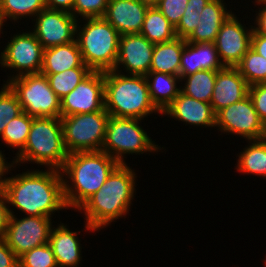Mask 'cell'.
Listing matches in <instances>:
<instances>
[{"mask_svg": "<svg viewBox=\"0 0 266 267\" xmlns=\"http://www.w3.org/2000/svg\"><path fill=\"white\" fill-rule=\"evenodd\" d=\"M33 168L32 166L15 175L10 171L12 175L9 173L11 177H8L2 188L10 214H15L17 209L24 216L53 218L55 213L68 210L63 195L61 171Z\"/></svg>", "mask_w": 266, "mask_h": 267, "instance_id": "6da1fadb", "label": "cell"}, {"mask_svg": "<svg viewBox=\"0 0 266 267\" xmlns=\"http://www.w3.org/2000/svg\"><path fill=\"white\" fill-rule=\"evenodd\" d=\"M128 165L119 164L101 188L76 210L85 217V231L101 232L117 219H125L131 211L136 197L138 176L136 170Z\"/></svg>", "mask_w": 266, "mask_h": 267, "instance_id": "7a4b0ae2", "label": "cell"}, {"mask_svg": "<svg viewBox=\"0 0 266 267\" xmlns=\"http://www.w3.org/2000/svg\"><path fill=\"white\" fill-rule=\"evenodd\" d=\"M119 163L104 151L75 152L68 155L60 170L63 195L69 209L76 210L105 183Z\"/></svg>", "mask_w": 266, "mask_h": 267, "instance_id": "3957f363", "label": "cell"}, {"mask_svg": "<svg viewBox=\"0 0 266 267\" xmlns=\"http://www.w3.org/2000/svg\"><path fill=\"white\" fill-rule=\"evenodd\" d=\"M104 101L105 110L113 117L147 121L152 114L162 116L151 100L145 76L105 71Z\"/></svg>", "mask_w": 266, "mask_h": 267, "instance_id": "277c9868", "label": "cell"}, {"mask_svg": "<svg viewBox=\"0 0 266 267\" xmlns=\"http://www.w3.org/2000/svg\"><path fill=\"white\" fill-rule=\"evenodd\" d=\"M68 155L60 117H33L24 149L13 157V161L19 167L36 164V168L61 170Z\"/></svg>", "mask_w": 266, "mask_h": 267, "instance_id": "5b68a950", "label": "cell"}, {"mask_svg": "<svg viewBox=\"0 0 266 267\" xmlns=\"http://www.w3.org/2000/svg\"><path fill=\"white\" fill-rule=\"evenodd\" d=\"M120 36L104 17L79 19L75 40L84 64L91 71L114 70Z\"/></svg>", "mask_w": 266, "mask_h": 267, "instance_id": "8992f818", "label": "cell"}, {"mask_svg": "<svg viewBox=\"0 0 266 267\" xmlns=\"http://www.w3.org/2000/svg\"><path fill=\"white\" fill-rule=\"evenodd\" d=\"M142 122H144L143 119L110 116L106 125L102 151L114 158L119 164H126L125 158L130 154L132 156L135 154L143 155L144 153L151 155L166 151V148L160 147L150 137V134L146 132L147 129L141 125Z\"/></svg>", "mask_w": 266, "mask_h": 267, "instance_id": "52a82bcc", "label": "cell"}, {"mask_svg": "<svg viewBox=\"0 0 266 267\" xmlns=\"http://www.w3.org/2000/svg\"><path fill=\"white\" fill-rule=\"evenodd\" d=\"M16 94L23 112L31 117H61L60 98L42 73L25 74L6 82Z\"/></svg>", "mask_w": 266, "mask_h": 267, "instance_id": "ba28073f", "label": "cell"}, {"mask_svg": "<svg viewBox=\"0 0 266 267\" xmlns=\"http://www.w3.org/2000/svg\"><path fill=\"white\" fill-rule=\"evenodd\" d=\"M109 117L107 111L60 117L68 154L102 150Z\"/></svg>", "mask_w": 266, "mask_h": 267, "instance_id": "9c48e42d", "label": "cell"}, {"mask_svg": "<svg viewBox=\"0 0 266 267\" xmlns=\"http://www.w3.org/2000/svg\"><path fill=\"white\" fill-rule=\"evenodd\" d=\"M25 30V32L18 31L12 34L6 46L3 44V50L0 48L1 70L4 68L6 69L4 72L10 71L7 80H3V83L14 77L41 71L44 48L29 28Z\"/></svg>", "mask_w": 266, "mask_h": 267, "instance_id": "30bf717a", "label": "cell"}, {"mask_svg": "<svg viewBox=\"0 0 266 267\" xmlns=\"http://www.w3.org/2000/svg\"><path fill=\"white\" fill-rule=\"evenodd\" d=\"M215 129L221 132L220 135L230 134L245 141L266 138V126L260 120L249 95L218 111L215 114Z\"/></svg>", "mask_w": 266, "mask_h": 267, "instance_id": "8fae6325", "label": "cell"}, {"mask_svg": "<svg viewBox=\"0 0 266 267\" xmlns=\"http://www.w3.org/2000/svg\"><path fill=\"white\" fill-rule=\"evenodd\" d=\"M17 214L16 212L10 216L4 239L18 257L37 246L49 243L51 229L54 226L52 218L31 215H19V218Z\"/></svg>", "mask_w": 266, "mask_h": 267, "instance_id": "7c38bea8", "label": "cell"}, {"mask_svg": "<svg viewBox=\"0 0 266 267\" xmlns=\"http://www.w3.org/2000/svg\"><path fill=\"white\" fill-rule=\"evenodd\" d=\"M250 16L243 15L242 20L233 12L222 24L214 43L224 67H236L251 48L253 23H246L248 27L244 24L245 18L251 20Z\"/></svg>", "mask_w": 266, "mask_h": 267, "instance_id": "4fadbf2b", "label": "cell"}, {"mask_svg": "<svg viewBox=\"0 0 266 267\" xmlns=\"http://www.w3.org/2000/svg\"><path fill=\"white\" fill-rule=\"evenodd\" d=\"M77 21L71 13L44 8L32 19L29 28L46 49L75 41Z\"/></svg>", "mask_w": 266, "mask_h": 267, "instance_id": "5bb4252c", "label": "cell"}, {"mask_svg": "<svg viewBox=\"0 0 266 267\" xmlns=\"http://www.w3.org/2000/svg\"><path fill=\"white\" fill-rule=\"evenodd\" d=\"M61 101V117L106 111L104 72L92 71Z\"/></svg>", "mask_w": 266, "mask_h": 267, "instance_id": "9a60e30c", "label": "cell"}, {"mask_svg": "<svg viewBox=\"0 0 266 267\" xmlns=\"http://www.w3.org/2000/svg\"><path fill=\"white\" fill-rule=\"evenodd\" d=\"M154 45L141 34L121 35L114 70L123 74L146 76L150 72Z\"/></svg>", "mask_w": 266, "mask_h": 267, "instance_id": "2e32d148", "label": "cell"}, {"mask_svg": "<svg viewBox=\"0 0 266 267\" xmlns=\"http://www.w3.org/2000/svg\"><path fill=\"white\" fill-rule=\"evenodd\" d=\"M162 116L171 117L175 121L193 127L215 129V113L210 103L196 100L181 91L172 103L165 109Z\"/></svg>", "mask_w": 266, "mask_h": 267, "instance_id": "e0dca14e", "label": "cell"}, {"mask_svg": "<svg viewBox=\"0 0 266 267\" xmlns=\"http://www.w3.org/2000/svg\"><path fill=\"white\" fill-rule=\"evenodd\" d=\"M149 7L142 0H109L104 18L120 35L140 34Z\"/></svg>", "mask_w": 266, "mask_h": 267, "instance_id": "ac0fdd59", "label": "cell"}, {"mask_svg": "<svg viewBox=\"0 0 266 267\" xmlns=\"http://www.w3.org/2000/svg\"><path fill=\"white\" fill-rule=\"evenodd\" d=\"M249 85L236 67H224L217 71L211 106L216 114L221 109L248 96Z\"/></svg>", "mask_w": 266, "mask_h": 267, "instance_id": "d6986e66", "label": "cell"}, {"mask_svg": "<svg viewBox=\"0 0 266 267\" xmlns=\"http://www.w3.org/2000/svg\"><path fill=\"white\" fill-rule=\"evenodd\" d=\"M56 226V227H55ZM81 231L70 230L65 223L54 224L51 229L49 244L53 249L58 267H79L82 265V244L78 235Z\"/></svg>", "mask_w": 266, "mask_h": 267, "instance_id": "ffe728a7", "label": "cell"}, {"mask_svg": "<svg viewBox=\"0 0 266 267\" xmlns=\"http://www.w3.org/2000/svg\"><path fill=\"white\" fill-rule=\"evenodd\" d=\"M224 68L215 43H193L185 40L179 76L185 77L200 70L219 71Z\"/></svg>", "mask_w": 266, "mask_h": 267, "instance_id": "44dd1931", "label": "cell"}, {"mask_svg": "<svg viewBox=\"0 0 266 267\" xmlns=\"http://www.w3.org/2000/svg\"><path fill=\"white\" fill-rule=\"evenodd\" d=\"M229 3L225 0H211L202 10L199 24L192 34L186 39L193 43H214L222 24L234 12L229 10ZM228 8V9H227Z\"/></svg>", "mask_w": 266, "mask_h": 267, "instance_id": "7402d4cb", "label": "cell"}, {"mask_svg": "<svg viewBox=\"0 0 266 267\" xmlns=\"http://www.w3.org/2000/svg\"><path fill=\"white\" fill-rule=\"evenodd\" d=\"M73 68H88L75 41L44 49L40 73L50 75Z\"/></svg>", "mask_w": 266, "mask_h": 267, "instance_id": "603a6c76", "label": "cell"}, {"mask_svg": "<svg viewBox=\"0 0 266 267\" xmlns=\"http://www.w3.org/2000/svg\"><path fill=\"white\" fill-rule=\"evenodd\" d=\"M145 78L153 104L163 113L180 92V76L149 72Z\"/></svg>", "mask_w": 266, "mask_h": 267, "instance_id": "cb8c5ba5", "label": "cell"}, {"mask_svg": "<svg viewBox=\"0 0 266 267\" xmlns=\"http://www.w3.org/2000/svg\"><path fill=\"white\" fill-rule=\"evenodd\" d=\"M185 39L176 37L171 41L154 45L150 72L179 76Z\"/></svg>", "mask_w": 266, "mask_h": 267, "instance_id": "d4e9b609", "label": "cell"}, {"mask_svg": "<svg viewBox=\"0 0 266 267\" xmlns=\"http://www.w3.org/2000/svg\"><path fill=\"white\" fill-rule=\"evenodd\" d=\"M236 157L235 170L239 174L259 176L266 179V138L247 141Z\"/></svg>", "mask_w": 266, "mask_h": 267, "instance_id": "484cf974", "label": "cell"}, {"mask_svg": "<svg viewBox=\"0 0 266 267\" xmlns=\"http://www.w3.org/2000/svg\"><path fill=\"white\" fill-rule=\"evenodd\" d=\"M140 34L154 44L168 42L177 37L175 27L156 6L148 8Z\"/></svg>", "mask_w": 266, "mask_h": 267, "instance_id": "4316f807", "label": "cell"}, {"mask_svg": "<svg viewBox=\"0 0 266 267\" xmlns=\"http://www.w3.org/2000/svg\"><path fill=\"white\" fill-rule=\"evenodd\" d=\"M216 76L217 71L200 70L189 76L180 77V91L196 100L210 103Z\"/></svg>", "mask_w": 266, "mask_h": 267, "instance_id": "83f0119b", "label": "cell"}, {"mask_svg": "<svg viewBox=\"0 0 266 267\" xmlns=\"http://www.w3.org/2000/svg\"><path fill=\"white\" fill-rule=\"evenodd\" d=\"M32 121L33 117L22 112L6 124V127L0 136V141L6 145L7 149L10 148L16 150L15 156L24 149Z\"/></svg>", "mask_w": 266, "mask_h": 267, "instance_id": "f1b7e54d", "label": "cell"}, {"mask_svg": "<svg viewBox=\"0 0 266 267\" xmlns=\"http://www.w3.org/2000/svg\"><path fill=\"white\" fill-rule=\"evenodd\" d=\"M44 8L46 0H0V13L6 22L10 20L12 24H19L26 18L30 22V19L32 20Z\"/></svg>", "mask_w": 266, "mask_h": 267, "instance_id": "f546056e", "label": "cell"}, {"mask_svg": "<svg viewBox=\"0 0 266 267\" xmlns=\"http://www.w3.org/2000/svg\"><path fill=\"white\" fill-rule=\"evenodd\" d=\"M249 86L266 83V58L250 48L236 66Z\"/></svg>", "mask_w": 266, "mask_h": 267, "instance_id": "4dcf8cb0", "label": "cell"}, {"mask_svg": "<svg viewBox=\"0 0 266 267\" xmlns=\"http://www.w3.org/2000/svg\"><path fill=\"white\" fill-rule=\"evenodd\" d=\"M92 71L89 68H73L61 73L45 75L51 89L62 99L69 94Z\"/></svg>", "mask_w": 266, "mask_h": 267, "instance_id": "1f68e13d", "label": "cell"}, {"mask_svg": "<svg viewBox=\"0 0 266 267\" xmlns=\"http://www.w3.org/2000/svg\"><path fill=\"white\" fill-rule=\"evenodd\" d=\"M0 136L6 124L23 112L16 94L11 88L3 83L0 86Z\"/></svg>", "mask_w": 266, "mask_h": 267, "instance_id": "d6a6232c", "label": "cell"}, {"mask_svg": "<svg viewBox=\"0 0 266 267\" xmlns=\"http://www.w3.org/2000/svg\"><path fill=\"white\" fill-rule=\"evenodd\" d=\"M19 267H58L49 243L37 246L18 257Z\"/></svg>", "mask_w": 266, "mask_h": 267, "instance_id": "836d02e7", "label": "cell"}, {"mask_svg": "<svg viewBox=\"0 0 266 267\" xmlns=\"http://www.w3.org/2000/svg\"><path fill=\"white\" fill-rule=\"evenodd\" d=\"M108 1L109 0H74L72 15L77 20L104 17Z\"/></svg>", "mask_w": 266, "mask_h": 267, "instance_id": "e575fe53", "label": "cell"}, {"mask_svg": "<svg viewBox=\"0 0 266 267\" xmlns=\"http://www.w3.org/2000/svg\"><path fill=\"white\" fill-rule=\"evenodd\" d=\"M188 0H160L155 6L176 27L185 12Z\"/></svg>", "mask_w": 266, "mask_h": 267, "instance_id": "d590c367", "label": "cell"}, {"mask_svg": "<svg viewBox=\"0 0 266 267\" xmlns=\"http://www.w3.org/2000/svg\"><path fill=\"white\" fill-rule=\"evenodd\" d=\"M200 15L195 9H185L178 25L175 27L177 37L187 39L199 24Z\"/></svg>", "mask_w": 266, "mask_h": 267, "instance_id": "8d00e7d4", "label": "cell"}, {"mask_svg": "<svg viewBox=\"0 0 266 267\" xmlns=\"http://www.w3.org/2000/svg\"><path fill=\"white\" fill-rule=\"evenodd\" d=\"M248 95L252 100L260 120L266 126V83L249 86Z\"/></svg>", "mask_w": 266, "mask_h": 267, "instance_id": "74e56055", "label": "cell"}, {"mask_svg": "<svg viewBox=\"0 0 266 267\" xmlns=\"http://www.w3.org/2000/svg\"><path fill=\"white\" fill-rule=\"evenodd\" d=\"M253 3L254 7L258 8L255 9V14L252 17V22L253 23V29L261 35L266 36V3H261V2H251ZM260 6V7H259Z\"/></svg>", "mask_w": 266, "mask_h": 267, "instance_id": "f35d334b", "label": "cell"}, {"mask_svg": "<svg viewBox=\"0 0 266 267\" xmlns=\"http://www.w3.org/2000/svg\"><path fill=\"white\" fill-rule=\"evenodd\" d=\"M0 267H19L18 256L8 247L4 237H0Z\"/></svg>", "mask_w": 266, "mask_h": 267, "instance_id": "ab89813d", "label": "cell"}, {"mask_svg": "<svg viewBox=\"0 0 266 267\" xmlns=\"http://www.w3.org/2000/svg\"><path fill=\"white\" fill-rule=\"evenodd\" d=\"M10 216L11 214L5 194L3 190L0 189V237H4L7 231Z\"/></svg>", "mask_w": 266, "mask_h": 267, "instance_id": "60d3db41", "label": "cell"}, {"mask_svg": "<svg viewBox=\"0 0 266 267\" xmlns=\"http://www.w3.org/2000/svg\"><path fill=\"white\" fill-rule=\"evenodd\" d=\"M4 152L5 150H0V189L3 188L5 181L8 179V173L13 170L15 171L16 168H19V166L17 167V165L14 164L13 159L8 162L7 159L9 158L5 156L6 154H4Z\"/></svg>", "mask_w": 266, "mask_h": 267, "instance_id": "b9f144b4", "label": "cell"}, {"mask_svg": "<svg viewBox=\"0 0 266 267\" xmlns=\"http://www.w3.org/2000/svg\"><path fill=\"white\" fill-rule=\"evenodd\" d=\"M251 48L266 58V36L258 34L254 29L251 38Z\"/></svg>", "mask_w": 266, "mask_h": 267, "instance_id": "7bdbcfd3", "label": "cell"}, {"mask_svg": "<svg viewBox=\"0 0 266 267\" xmlns=\"http://www.w3.org/2000/svg\"><path fill=\"white\" fill-rule=\"evenodd\" d=\"M74 0H46V8L72 14Z\"/></svg>", "mask_w": 266, "mask_h": 267, "instance_id": "ee69618b", "label": "cell"}, {"mask_svg": "<svg viewBox=\"0 0 266 267\" xmlns=\"http://www.w3.org/2000/svg\"><path fill=\"white\" fill-rule=\"evenodd\" d=\"M211 0H188L187 6L185 9H195L199 15L201 14L203 8L210 2Z\"/></svg>", "mask_w": 266, "mask_h": 267, "instance_id": "f6af8a7d", "label": "cell"}, {"mask_svg": "<svg viewBox=\"0 0 266 267\" xmlns=\"http://www.w3.org/2000/svg\"><path fill=\"white\" fill-rule=\"evenodd\" d=\"M9 23V22H6V20H5V18L3 17V15L0 13V38H1V36L3 35V34H5L6 33V31H4V27H9V24L7 25V24ZM6 25V26H5ZM3 32H5V33H3ZM2 34V35H1Z\"/></svg>", "mask_w": 266, "mask_h": 267, "instance_id": "bcb514c9", "label": "cell"}, {"mask_svg": "<svg viewBox=\"0 0 266 267\" xmlns=\"http://www.w3.org/2000/svg\"><path fill=\"white\" fill-rule=\"evenodd\" d=\"M142 1L150 6H155L160 0H142Z\"/></svg>", "mask_w": 266, "mask_h": 267, "instance_id": "7dc6e473", "label": "cell"}, {"mask_svg": "<svg viewBox=\"0 0 266 267\" xmlns=\"http://www.w3.org/2000/svg\"><path fill=\"white\" fill-rule=\"evenodd\" d=\"M251 2H261V3H266V0H251Z\"/></svg>", "mask_w": 266, "mask_h": 267, "instance_id": "c3c4849f", "label": "cell"}, {"mask_svg": "<svg viewBox=\"0 0 266 267\" xmlns=\"http://www.w3.org/2000/svg\"><path fill=\"white\" fill-rule=\"evenodd\" d=\"M263 260H264L263 262H264V265H265L264 267H266V260H265V258Z\"/></svg>", "mask_w": 266, "mask_h": 267, "instance_id": "681fc988", "label": "cell"}]
</instances>
